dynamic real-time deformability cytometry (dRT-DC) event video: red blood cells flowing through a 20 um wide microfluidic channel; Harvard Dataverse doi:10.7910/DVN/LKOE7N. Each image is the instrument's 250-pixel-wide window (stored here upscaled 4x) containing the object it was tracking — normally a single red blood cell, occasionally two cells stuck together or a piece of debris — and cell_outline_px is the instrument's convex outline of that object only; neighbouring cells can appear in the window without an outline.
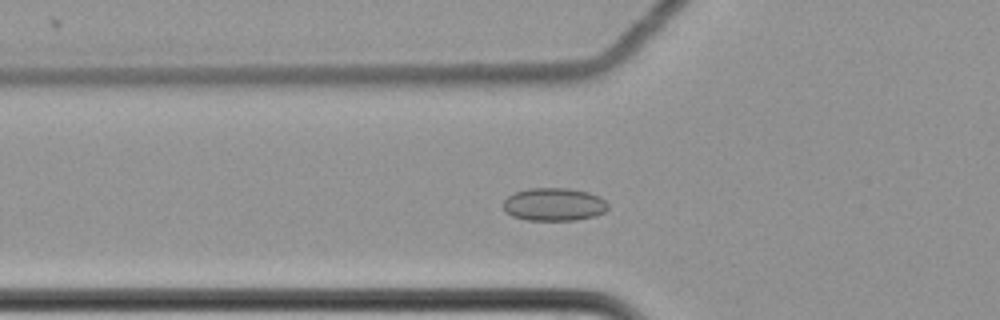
{"species": "common noctule bat (a hibernating species)", "species_latin": "Nyctalus noctula", "temperature_condition": "cold", "stored_images_in_passage": 58, "camera_frame_rate_fps": 3000, "um_per_image_px": 0.085, "animal": {"sex": "female", "body_mass_g": 22.7, "forearm_length_mm": 54.2}, "frame": {"image": 1, "passage_image": 20, "time_ms": 6.333, "image_size_px": [1000, 320], "cell_outline_px": [[608, 208], [604, 212], [592, 216], [576, 220], [528, 220], [512, 216], [504, 208], [504, 200], [508, 196], [516, 192], [528, 188], [568, 188], [588, 192], [600, 196], [608, 204]], "centroid_in_image_um": [47.1, 17.36], "position_along_channel_um": 78.7, "area_um2": 20.0}}
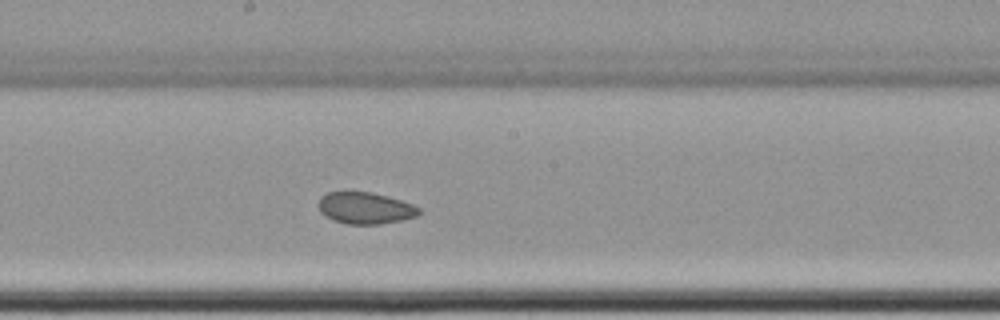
{"frame": {"image": 2, "passage_image": 32, "time_ms": 10.333, "image_size_px": [1000, 320], "cell_outline_px": [[420, 212], [416, 216], [400, 220], [380, 224], [348, 224], [332, 220], [324, 216], [320, 212], [316, 204], [320, 196], [328, 192], [344, 188], [368, 192], [388, 196], [412, 204], [420, 208]], "centroid_in_image_um": [30.93, 17.64], "position_along_channel_um": 217.3, "area_um2": 19.19}}
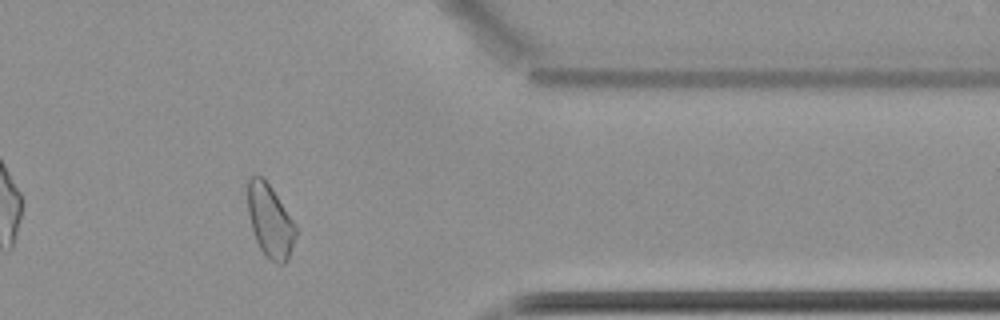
{"frame": {"image": 3, "passage_image": 48, "time_ms": 15.667, "image_size_px": [1000, 320], "cell_outline_px": [[296, 236], [288, 260], [284, 264], [276, 264], [260, 248], [256, 240], [252, 228], [248, 212], [248, 180], [252, 176], [260, 176], [272, 188], [296, 224]], "centroid_in_image_um": [22.98, 18.79], "position_along_channel_um": 388.4, "area_um2": 20.11}, "authors_computed_cell_mechanics": {"area_um2": 20.1144, "velocity_mm_per_s": 3.4804, "shape_relaxation_time_tau1_ms": null, "shape_relaxation_time_tau2_ms": 4.6557, "deformation_change_tau1": null, "deformation_change_tau2": 0.0735}}